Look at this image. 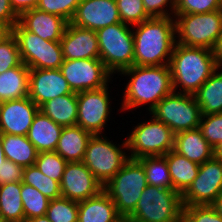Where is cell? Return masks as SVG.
I'll return each instance as SVG.
<instances>
[{
    "label": "cell",
    "mask_w": 222,
    "mask_h": 222,
    "mask_svg": "<svg viewBox=\"0 0 222 222\" xmlns=\"http://www.w3.org/2000/svg\"><path fill=\"white\" fill-rule=\"evenodd\" d=\"M12 34V27L2 20H0V43L7 39Z\"/></svg>",
    "instance_id": "cell-47"
},
{
    "label": "cell",
    "mask_w": 222,
    "mask_h": 222,
    "mask_svg": "<svg viewBox=\"0 0 222 222\" xmlns=\"http://www.w3.org/2000/svg\"><path fill=\"white\" fill-rule=\"evenodd\" d=\"M80 2L81 0H39L36 8L58 15L70 23Z\"/></svg>",
    "instance_id": "cell-38"
},
{
    "label": "cell",
    "mask_w": 222,
    "mask_h": 222,
    "mask_svg": "<svg viewBox=\"0 0 222 222\" xmlns=\"http://www.w3.org/2000/svg\"><path fill=\"white\" fill-rule=\"evenodd\" d=\"M138 160L143 165L148 185L173 189L165 155L142 157Z\"/></svg>",
    "instance_id": "cell-31"
},
{
    "label": "cell",
    "mask_w": 222,
    "mask_h": 222,
    "mask_svg": "<svg viewBox=\"0 0 222 222\" xmlns=\"http://www.w3.org/2000/svg\"><path fill=\"white\" fill-rule=\"evenodd\" d=\"M60 70L75 93L100 89L113 84L112 74L100 59H64Z\"/></svg>",
    "instance_id": "cell-13"
},
{
    "label": "cell",
    "mask_w": 222,
    "mask_h": 222,
    "mask_svg": "<svg viewBox=\"0 0 222 222\" xmlns=\"http://www.w3.org/2000/svg\"><path fill=\"white\" fill-rule=\"evenodd\" d=\"M142 163L129 158L123 167L103 186L113 200L118 213L126 219L134 210L147 186Z\"/></svg>",
    "instance_id": "cell-6"
},
{
    "label": "cell",
    "mask_w": 222,
    "mask_h": 222,
    "mask_svg": "<svg viewBox=\"0 0 222 222\" xmlns=\"http://www.w3.org/2000/svg\"><path fill=\"white\" fill-rule=\"evenodd\" d=\"M132 28L134 65H169L176 43L174 17L149 18Z\"/></svg>",
    "instance_id": "cell-2"
},
{
    "label": "cell",
    "mask_w": 222,
    "mask_h": 222,
    "mask_svg": "<svg viewBox=\"0 0 222 222\" xmlns=\"http://www.w3.org/2000/svg\"><path fill=\"white\" fill-rule=\"evenodd\" d=\"M121 141L117 144L105 135H92L88 141L82 162L103 186L129 159L127 141Z\"/></svg>",
    "instance_id": "cell-7"
},
{
    "label": "cell",
    "mask_w": 222,
    "mask_h": 222,
    "mask_svg": "<svg viewBox=\"0 0 222 222\" xmlns=\"http://www.w3.org/2000/svg\"><path fill=\"white\" fill-rule=\"evenodd\" d=\"M2 104H3V101L0 99V110H1Z\"/></svg>",
    "instance_id": "cell-53"
},
{
    "label": "cell",
    "mask_w": 222,
    "mask_h": 222,
    "mask_svg": "<svg viewBox=\"0 0 222 222\" xmlns=\"http://www.w3.org/2000/svg\"><path fill=\"white\" fill-rule=\"evenodd\" d=\"M194 96L202 116L222 113V68H218Z\"/></svg>",
    "instance_id": "cell-28"
},
{
    "label": "cell",
    "mask_w": 222,
    "mask_h": 222,
    "mask_svg": "<svg viewBox=\"0 0 222 222\" xmlns=\"http://www.w3.org/2000/svg\"><path fill=\"white\" fill-rule=\"evenodd\" d=\"M169 67L176 93L194 95L218 69L211 49L175 43Z\"/></svg>",
    "instance_id": "cell-3"
},
{
    "label": "cell",
    "mask_w": 222,
    "mask_h": 222,
    "mask_svg": "<svg viewBox=\"0 0 222 222\" xmlns=\"http://www.w3.org/2000/svg\"><path fill=\"white\" fill-rule=\"evenodd\" d=\"M24 167L5 159L0 166V185L22 182Z\"/></svg>",
    "instance_id": "cell-43"
},
{
    "label": "cell",
    "mask_w": 222,
    "mask_h": 222,
    "mask_svg": "<svg viewBox=\"0 0 222 222\" xmlns=\"http://www.w3.org/2000/svg\"><path fill=\"white\" fill-rule=\"evenodd\" d=\"M19 23L26 30L48 41H60L68 24L62 17L37 8L23 12L19 16Z\"/></svg>",
    "instance_id": "cell-20"
},
{
    "label": "cell",
    "mask_w": 222,
    "mask_h": 222,
    "mask_svg": "<svg viewBox=\"0 0 222 222\" xmlns=\"http://www.w3.org/2000/svg\"><path fill=\"white\" fill-rule=\"evenodd\" d=\"M22 62L29 69H58L64 61L60 41L44 40L19 22L12 27Z\"/></svg>",
    "instance_id": "cell-10"
},
{
    "label": "cell",
    "mask_w": 222,
    "mask_h": 222,
    "mask_svg": "<svg viewBox=\"0 0 222 222\" xmlns=\"http://www.w3.org/2000/svg\"><path fill=\"white\" fill-rule=\"evenodd\" d=\"M121 21L130 26L140 24L150 17L147 15L142 0H115Z\"/></svg>",
    "instance_id": "cell-36"
},
{
    "label": "cell",
    "mask_w": 222,
    "mask_h": 222,
    "mask_svg": "<svg viewBox=\"0 0 222 222\" xmlns=\"http://www.w3.org/2000/svg\"><path fill=\"white\" fill-rule=\"evenodd\" d=\"M30 69L22 62L0 74V99L5 102L28 97Z\"/></svg>",
    "instance_id": "cell-25"
},
{
    "label": "cell",
    "mask_w": 222,
    "mask_h": 222,
    "mask_svg": "<svg viewBox=\"0 0 222 222\" xmlns=\"http://www.w3.org/2000/svg\"><path fill=\"white\" fill-rule=\"evenodd\" d=\"M5 159L6 157L2 147V134L0 133V166L2 165V162L5 161Z\"/></svg>",
    "instance_id": "cell-50"
},
{
    "label": "cell",
    "mask_w": 222,
    "mask_h": 222,
    "mask_svg": "<svg viewBox=\"0 0 222 222\" xmlns=\"http://www.w3.org/2000/svg\"><path fill=\"white\" fill-rule=\"evenodd\" d=\"M182 222H222V217L211 205L184 206Z\"/></svg>",
    "instance_id": "cell-41"
},
{
    "label": "cell",
    "mask_w": 222,
    "mask_h": 222,
    "mask_svg": "<svg viewBox=\"0 0 222 222\" xmlns=\"http://www.w3.org/2000/svg\"><path fill=\"white\" fill-rule=\"evenodd\" d=\"M62 129L63 126L56 124L39 110L29 128L27 138L35 146L38 153L54 152Z\"/></svg>",
    "instance_id": "cell-23"
},
{
    "label": "cell",
    "mask_w": 222,
    "mask_h": 222,
    "mask_svg": "<svg viewBox=\"0 0 222 222\" xmlns=\"http://www.w3.org/2000/svg\"><path fill=\"white\" fill-rule=\"evenodd\" d=\"M0 222H5L1 216H0Z\"/></svg>",
    "instance_id": "cell-54"
},
{
    "label": "cell",
    "mask_w": 222,
    "mask_h": 222,
    "mask_svg": "<svg viewBox=\"0 0 222 222\" xmlns=\"http://www.w3.org/2000/svg\"><path fill=\"white\" fill-rule=\"evenodd\" d=\"M122 219L104 190L95 197L78 202V222H120Z\"/></svg>",
    "instance_id": "cell-22"
},
{
    "label": "cell",
    "mask_w": 222,
    "mask_h": 222,
    "mask_svg": "<svg viewBox=\"0 0 222 222\" xmlns=\"http://www.w3.org/2000/svg\"><path fill=\"white\" fill-rule=\"evenodd\" d=\"M150 18L174 17L176 0H142Z\"/></svg>",
    "instance_id": "cell-42"
},
{
    "label": "cell",
    "mask_w": 222,
    "mask_h": 222,
    "mask_svg": "<svg viewBox=\"0 0 222 222\" xmlns=\"http://www.w3.org/2000/svg\"><path fill=\"white\" fill-rule=\"evenodd\" d=\"M222 193V159L214 156L200 165L197 176L181 195L184 206L211 205Z\"/></svg>",
    "instance_id": "cell-14"
},
{
    "label": "cell",
    "mask_w": 222,
    "mask_h": 222,
    "mask_svg": "<svg viewBox=\"0 0 222 222\" xmlns=\"http://www.w3.org/2000/svg\"><path fill=\"white\" fill-rule=\"evenodd\" d=\"M22 63L16 38L11 34L0 43V74Z\"/></svg>",
    "instance_id": "cell-39"
},
{
    "label": "cell",
    "mask_w": 222,
    "mask_h": 222,
    "mask_svg": "<svg viewBox=\"0 0 222 222\" xmlns=\"http://www.w3.org/2000/svg\"><path fill=\"white\" fill-rule=\"evenodd\" d=\"M64 59H100L96 31L68 23L60 40Z\"/></svg>",
    "instance_id": "cell-19"
},
{
    "label": "cell",
    "mask_w": 222,
    "mask_h": 222,
    "mask_svg": "<svg viewBox=\"0 0 222 222\" xmlns=\"http://www.w3.org/2000/svg\"><path fill=\"white\" fill-rule=\"evenodd\" d=\"M182 211L180 193L147 185L135 210L126 219L130 222H182Z\"/></svg>",
    "instance_id": "cell-4"
},
{
    "label": "cell",
    "mask_w": 222,
    "mask_h": 222,
    "mask_svg": "<svg viewBox=\"0 0 222 222\" xmlns=\"http://www.w3.org/2000/svg\"><path fill=\"white\" fill-rule=\"evenodd\" d=\"M68 162L57 152H40L35 166L51 179L61 183L63 173Z\"/></svg>",
    "instance_id": "cell-35"
},
{
    "label": "cell",
    "mask_w": 222,
    "mask_h": 222,
    "mask_svg": "<svg viewBox=\"0 0 222 222\" xmlns=\"http://www.w3.org/2000/svg\"><path fill=\"white\" fill-rule=\"evenodd\" d=\"M100 60L114 76L134 65L132 26L119 22L96 31Z\"/></svg>",
    "instance_id": "cell-5"
},
{
    "label": "cell",
    "mask_w": 222,
    "mask_h": 222,
    "mask_svg": "<svg viewBox=\"0 0 222 222\" xmlns=\"http://www.w3.org/2000/svg\"><path fill=\"white\" fill-rule=\"evenodd\" d=\"M39 0H10L12 9L20 16L23 12L37 7Z\"/></svg>",
    "instance_id": "cell-45"
},
{
    "label": "cell",
    "mask_w": 222,
    "mask_h": 222,
    "mask_svg": "<svg viewBox=\"0 0 222 222\" xmlns=\"http://www.w3.org/2000/svg\"><path fill=\"white\" fill-rule=\"evenodd\" d=\"M221 9V0H176L174 16L202 14Z\"/></svg>",
    "instance_id": "cell-40"
},
{
    "label": "cell",
    "mask_w": 222,
    "mask_h": 222,
    "mask_svg": "<svg viewBox=\"0 0 222 222\" xmlns=\"http://www.w3.org/2000/svg\"><path fill=\"white\" fill-rule=\"evenodd\" d=\"M0 20L13 27L19 22V15L12 9L10 0H0Z\"/></svg>",
    "instance_id": "cell-44"
},
{
    "label": "cell",
    "mask_w": 222,
    "mask_h": 222,
    "mask_svg": "<svg viewBox=\"0 0 222 222\" xmlns=\"http://www.w3.org/2000/svg\"><path fill=\"white\" fill-rule=\"evenodd\" d=\"M109 86L77 93V125L92 135L105 134L103 133L106 131L105 127L108 126L107 123L111 120L113 106H111L112 96L109 93L112 90Z\"/></svg>",
    "instance_id": "cell-12"
},
{
    "label": "cell",
    "mask_w": 222,
    "mask_h": 222,
    "mask_svg": "<svg viewBox=\"0 0 222 222\" xmlns=\"http://www.w3.org/2000/svg\"><path fill=\"white\" fill-rule=\"evenodd\" d=\"M121 21L115 0H81L71 24L97 31Z\"/></svg>",
    "instance_id": "cell-16"
},
{
    "label": "cell",
    "mask_w": 222,
    "mask_h": 222,
    "mask_svg": "<svg viewBox=\"0 0 222 222\" xmlns=\"http://www.w3.org/2000/svg\"><path fill=\"white\" fill-rule=\"evenodd\" d=\"M92 134L79 125L63 127L55 152L67 162H82Z\"/></svg>",
    "instance_id": "cell-24"
},
{
    "label": "cell",
    "mask_w": 222,
    "mask_h": 222,
    "mask_svg": "<svg viewBox=\"0 0 222 222\" xmlns=\"http://www.w3.org/2000/svg\"><path fill=\"white\" fill-rule=\"evenodd\" d=\"M39 110L29 97L3 102L0 110V133L27 136Z\"/></svg>",
    "instance_id": "cell-18"
},
{
    "label": "cell",
    "mask_w": 222,
    "mask_h": 222,
    "mask_svg": "<svg viewBox=\"0 0 222 222\" xmlns=\"http://www.w3.org/2000/svg\"><path fill=\"white\" fill-rule=\"evenodd\" d=\"M60 190L63 198L81 202L97 196L103 190V185L83 162H68L60 183Z\"/></svg>",
    "instance_id": "cell-15"
},
{
    "label": "cell",
    "mask_w": 222,
    "mask_h": 222,
    "mask_svg": "<svg viewBox=\"0 0 222 222\" xmlns=\"http://www.w3.org/2000/svg\"><path fill=\"white\" fill-rule=\"evenodd\" d=\"M24 222H51L46 215L26 219Z\"/></svg>",
    "instance_id": "cell-49"
},
{
    "label": "cell",
    "mask_w": 222,
    "mask_h": 222,
    "mask_svg": "<svg viewBox=\"0 0 222 222\" xmlns=\"http://www.w3.org/2000/svg\"><path fill=\"white\" fill-rule=\"evenodd\" d=\"M40 111L63 127L77 125V93L66 94L47 101Z\"/></svg>",
    "instance_id": "cell-26"
},
{
    "label": "cell",
    "mask_w": 222,
    "mask_h": 222,
    "mask_svg": "<svg viewBox=\"0 0 222 222\" xmlns=\"http://www.w3.org/2000/svg\"><path fill=\"white\" fill-rule=\"evenodd\" d=\"M46 216L51 222H78V202L63 197L50 200Z\"/></svg>",
    "instance_id": "cell-34"
},
{
    "label": "cell",
    "mask_w": 222,
    "mask_h": 222,
    "mask_svg": "<svg viewBox=\"0 0 222 222\" xmlns=\"http://www.w3.org/2000/svg\"><path fill=\"white\" fill-rule=\"evenodd\" d=\"M199 129L207 142L216 150L222 144V113L203 115Z\"/></svg>",
    "instance_id": "cell-37"
},
{
    "label": "cell",
    "mask_w": 222,
    "mask_h": 222,
    "mask_svg": "<svg viewBox=\"0 0 222 222\" xmlns=\"http://www.w3.org/2000/svg\"><path fill=\"white\" fill-rule=\"evenodd\" d=\"M173 150L198 165L215 156V149L203 137L199 128L174 134Z\"/></svg>",
    "instance_id": "cell-21"
},
{
    "label": "cell",
    "mask_w": 222,
    "mask_h": 222,
    "mask_svg": "<svg viewBox=\"0 0 222 222\" xmlns=\"http://www.w3.org/2000/svg\"><path fill=\"white\" fill-rule=\"evenodd\" d=\"M151 118V119H150ZM144 119L127 133V148L129 158L163 156L174 148V133L163 122L152 115ZM147 120V121H146Z\"/></svg>",
    "instance_id": "cell-8"
},
{
    "label": "cell",
    "mask_w": 222,
    "mask_h": 222,
    "mask_svg": "<svg viewBox=\"0 0 222 222\" xmlns=\"http://www.w3.org/2000/svg\"><path fill=\"white\" fill-rule=\"evenodd\" d=\"M120 222H130L128 219H122Z\"/></svg>",
    "instance_id": "cell-52"
},
{
    "label": "cell",
    "mask_w": 222,
    "mask_h": 222,
    "mask_svg": "<svg viewBox=\"0 0 222 222\" xmlns=\"http://www.w3.org/2000/svg\"><path fill=\"white\" fill-rule=\"evenodd\" d=\"M212 53L218 68H222V33L217 38Z\"/></svg>",
    "instance_id": "cell-46"
},
{
    "label": "cell",
    "mask_w": 222,
    "mask_h": 222,
    "mask_svg": "<svg viewBox=\"0 0 222 222\" xmlns=\"http://www.w3.org/2000/svg\"><path fill=\"white\" fill-rule=\"evenodd\" d=\"M215 156L222 159V144L219 145L215 150Z\"/></svg>",
    "instance_id": "cell-51"
},
{
    "label": "cell",
    "mask_w": 222,
    "mask_h": 222,
    "mask_svg": "<svg viewBox=\"0 0 222 222\" xmlns=\"http://www.w3.org/2000/svg\"><path fill=\"white\" fill-rule=\"evenodd\" d=\"M22 183L33 186L50 200L62 197L60 183L43 174L35 164L24 168Z\"/></svg>",
    "instance_id": "cell-32"
},
{
    "label": "cell",
    "mask_w": 222,
    "mask_h": 222,
    "mask_svg": "<svg viewBox=\"0 0 222 222\" xmlns=\"http://www.w3.org/2000/svg\"><path fill=\"white\" fill-rule=\"evenodd\" d=\"M2 147L9 161L24 168L35 164L38 151L27 136L2 134Z\"/></svg>",
    "instance_id": "cell-29"
},
{
    "label": "cell",
    "mask_w": 222,
    "mask_h": 222,
    "mask_svg": "<svg viewBox=\"0 0 222 222\" xmlns=\"http://www.w3.org/2000/svg\"><path fill=\"white\" fill-rule=\"evenodd\" d=\"M75 93L58 69H30L28 97L40 108L53 98Z\"/></svg>",
    "instance_id": "cell-17"
},
{
    "label": "cell",
    "mask_w": 222,
    "mask_h": 222,
    "mask_svg": "<svg viewBox=\"0 0 222 222\" xmlns=\"http://www.w3.org/2000/svg\"><path fill=\"white\" fill-rule=\"evenodd\" d=\"M215 211L222 217V193L218 198L211 204Z\"/></svg>",
    "instance_id": "cell-48"
},
{
    "label": "cell",
    "mask_w": 222,
    "mask_h": 222,
    "mask_svg": "<svg viewBox=\"0 0 222 222\" xmlns=\"http://www.w3.org/2000/svg\"><path fill=\"white\" fill-rule=\"evenodd\" d=\"M0 216L5 222H24L21 182L0 185Z\"/></svg>",
    "instance_id": "cell-30"
},
{
    "label": "cell",
    "mask_w": 222,
    "mask_h": 222,
    "mask_svg": "<svg viewBox=\"0 0 222 222\" xmlns=\"http://www.w3.org/2000/svg\"><path fill=\"white\" fill-rule=\"evenodd\" d=\"M165 156L173 190L182 195L197 176L200 165L178 154L174 150L169 151Z\"/></svg>",
    "instance_id": "cell-27"
},
{
    "label": "cell",
    "mask_w": 222,
    "mask_h": 222,
    "mask_svg": "<svg viewBox=\"0 0 222 222\" xmlns=\"http://www.w3.org/2000/svg\"><path fill=\"white\" fill-rule=\"evenodd\" d=\"M148 114L166 124L174 134L199 128L202 117L194 95L176 92L165 96Z\"/></svg>",
    "instance_id": "cell-11"
},
{
    "label": "cell",
    "mask_w": 222,
    "mask_h": 222,
    "mask_svg": "<svg viewBox=\"0 0 222 222\" xmlns=\"http://www.w3.org/2000/svg\"><path fill=\"white\" fill-rule=\"evenodd\" d=\"M174 20L176 43L187 47L212 50L222 33L221 10L202 14H178Z\"/></svg>",
    "instance_id": "cell-9"
},
{
    "label": "cell",
    "mask_w": 222,
    "mask_h": 222,
    "mask_svg": "<svg viewBox=\"0 0 222 222\" xmlns=\"http://www.w3.org/2000/svg\"><path fill=\"white\" fill-rule=\"evenodd\" d=\"M21 199L25 220L46 215L50 199L33 186L21 182Z\"/></svg>",
    "instance_id": "cell-33"
},
{
    "label": "cell",
    "mask_w": 222,
    "mask_h": 222,
    "mask_svg": "<svg viewBox=\"0 0 222 222\" xmlns=\"http://www.w3.org/2000/svg\"><path fill=\"white\" fill-rule=\"evenodd\" d=\"M127 78L124 93H122L121 112L145 107L151 110L165 97L174 92L171 70L169 65L137 66L122 71L118 76ZM129 79V80H128ZM123 99V100H122Z\"/></svg>",
    "instance_id": "cell-1"
}]
</instances>
